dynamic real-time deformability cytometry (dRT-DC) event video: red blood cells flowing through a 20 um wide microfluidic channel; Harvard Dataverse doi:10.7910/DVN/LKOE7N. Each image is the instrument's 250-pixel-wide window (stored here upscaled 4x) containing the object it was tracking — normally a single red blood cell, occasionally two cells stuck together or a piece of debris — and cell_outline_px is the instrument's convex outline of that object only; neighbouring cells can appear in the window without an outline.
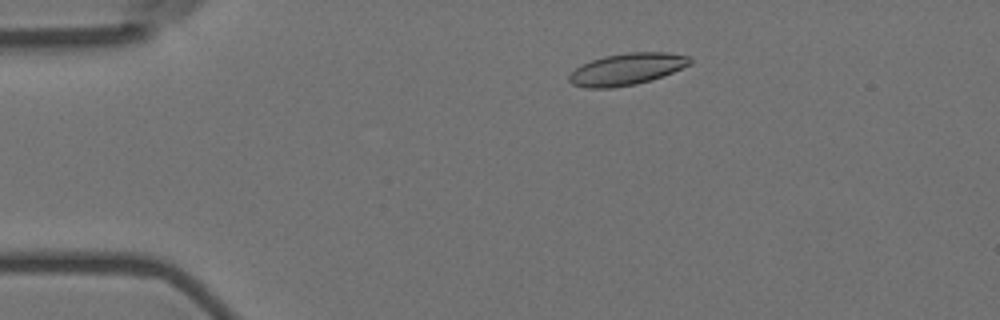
{"species": "Egyptian fruit bat (a non-hibernating species)", "species_latin": "Rousettus aegyptiacus", "temperature_condition": "room temperature", "stored_images_in_passage": 26, "camera_frame_rate_fps": 3000, "um_per_image_px": 0.085, "animal": {"sex": "female"}, "frame": {"image": 1, "passage_image": 9, "time_ms": 2.667, "image_size_px": [1000, 320], "cell_outline_px": [[692, 64], [664, 76], [652, 80], [636, 84], [612, 88], [584, 88], [572, 84], [568, 80], [568, 76], [580, 64], [604, 56], [628, 52], [668, 52], [688, 56], [692, 60]], "centroid_in_image_um": [53.29, 5.88], "position_along_channel_um": 31.7, "area_um2": 22.6}}
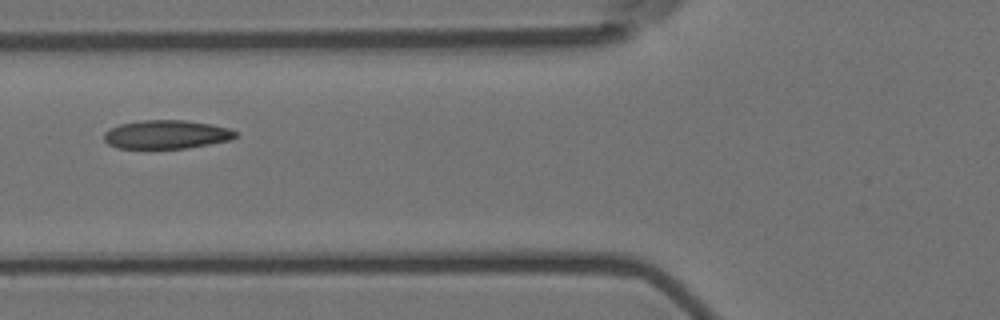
{"frame": {"image": 2, "passage_image": 20, "time_ms": 6.333, "image_size_px": [1000, 320], "cell_outline_px": [[236, 136], [232, 140], [188, 148], [116, 148], [108, 144], [104, 140], [104, 132], [120, 124], [140, 120], [184, 120], [212, 124], [228, 128], [236, 132]], "centroid_in_image_um": [14.15, 11.43], "position_along_channel_um": 111.7, "area_um2": 21.96}}
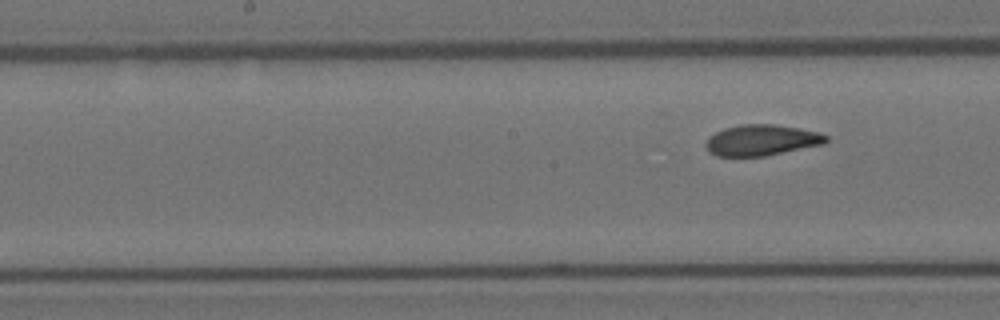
{"frame": {"image": 3, "passage_image": 26, "time_ms": 8.333, "image_size_px": [1000, 320], "cell_outline_px": [[828, 140], [824, 144], [764, 156], [716, 156], [708, 152], [708, 136], [724, 128], [740, 124], [776, 124], [800, 128], [820, 132], [828, 136]], "centroid_in_image_um": [64.77, 11.9], "position_along_channel_um": 183.4, "area_um2": 21.68}}